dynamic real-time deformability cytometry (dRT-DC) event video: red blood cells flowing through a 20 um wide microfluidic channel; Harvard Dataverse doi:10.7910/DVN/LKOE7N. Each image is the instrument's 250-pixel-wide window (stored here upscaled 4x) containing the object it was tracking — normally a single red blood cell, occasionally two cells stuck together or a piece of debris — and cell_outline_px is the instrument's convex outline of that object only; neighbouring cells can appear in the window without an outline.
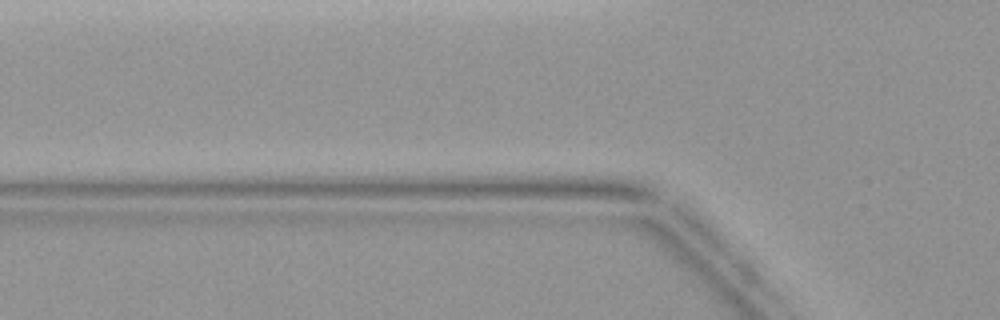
{"species": "common noctule bat (a hibernating species)", "species_latin": "Nyctalus noctula", "temperature_condition": "warm", "stored_images_in_passage": 4, "camera_frame_rate_fps": 3000, "um_per_image_px": 0.085, "animal": {"sex": "female", "body_mass_g": 19.9}, "frame": {"image": 1, "passage_image": 3, "time_ms": 0.667, "image_size_px": [1000, 320], "cell_outline_px": [[676, 240], [528, 220], [524, 216], [620, 216], [656, 220]], "centroid_in_image_um": [51.87, 19.08], "position_along_channel_um": 73.9, "area_um2": 12.48}}